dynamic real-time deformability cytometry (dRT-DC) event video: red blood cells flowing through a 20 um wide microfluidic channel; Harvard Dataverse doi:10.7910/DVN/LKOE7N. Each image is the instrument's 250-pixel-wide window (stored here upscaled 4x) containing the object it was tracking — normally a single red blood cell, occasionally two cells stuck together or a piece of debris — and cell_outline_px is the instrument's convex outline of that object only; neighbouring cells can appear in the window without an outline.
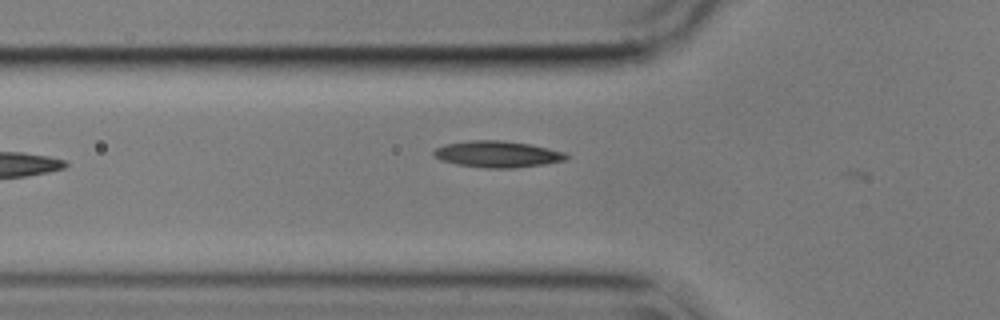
{"species": "common noctule bat (a hibernating species)", "species_latin": "Nyctalus noctula", "temperature_condition": "cold", "stored_images_in_passage": 8, "camera_frame_rate_fps": 3000, "um_per_image_px": 0.085, "animal": {"sex": "male", "body_mass_g": 17.9}, "frame": {"image": 1, "passage_image": 7, "time_ms": 2.0, "image_size_px": [1000, 320], "cell_outline_px": [[572, 156], [564, 160], [544, 164], [512, 168], [488, 168], [456, 164], [440, 160], [432, 152], [436, 148], [444, 144], [468, 140], [500, 140], [528, 144], [548, 148], [564, 152]], "centroid_in_image_um": [42.27, 13.1], "position_along_channel_um": 83.5, "area_um2": 20.35}}